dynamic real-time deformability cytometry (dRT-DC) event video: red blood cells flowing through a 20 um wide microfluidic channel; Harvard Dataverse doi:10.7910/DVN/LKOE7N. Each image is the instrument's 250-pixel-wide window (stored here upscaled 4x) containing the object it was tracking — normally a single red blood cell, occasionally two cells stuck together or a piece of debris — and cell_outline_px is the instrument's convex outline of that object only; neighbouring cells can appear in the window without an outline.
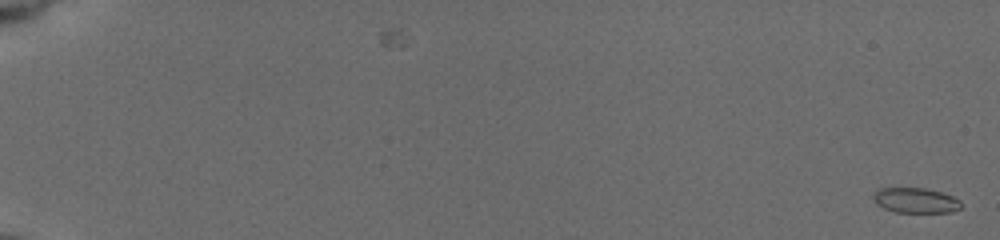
{"species": "common noctule bat (a hibernating species)", "species_latin": "Nyctalus noctula", "temperature_condition": "cold", "stored_images_in_passage": 58, "camera_frame_rate_fps": 3000, "um_per_image_px": 0.085, "animal": {"sex": "female", "body_mass_g": 19.5, "forearm_length_mm": 54.1}, "frame": {"image": 1, "passage_image": 1, "time_ms": 0.0, "image_size_px": [1000, 240], "cell_outline_px": [[960, 208], [952, 212], [896, 212], [884, 208], [876, 204], [872, 196], [880, 188], [924, 188], [940, 192], [952, 196], [960, 200]], "centroid_in_image_um": [77.82, 17.03], "position_along_channel_um": 7.2, "area_um2": 12.72}}
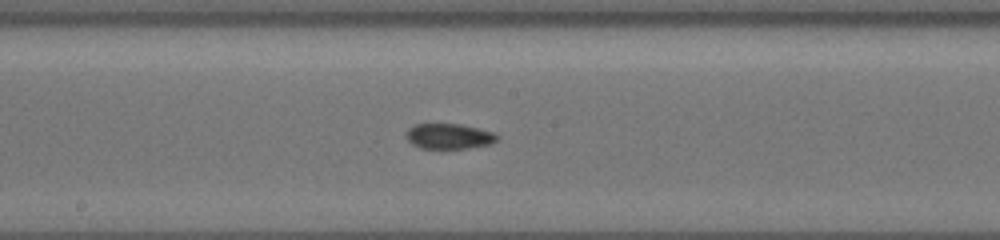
{"frame": {"image": 2, "passage_image": 34, "time_ms": 11.0, "image_size_px": [1000, 240], "cell_outline_px": [[500, 136], [492, 144], [468, 148], [420, 148], [412, 144], [404, 136], [404, 132], [412, 124], [460, 124], [496, 132]], "centroid_in_image_um": [38.15, 11.57], "position_along_channel_um": 210.0, "area_um2": 13.7}}
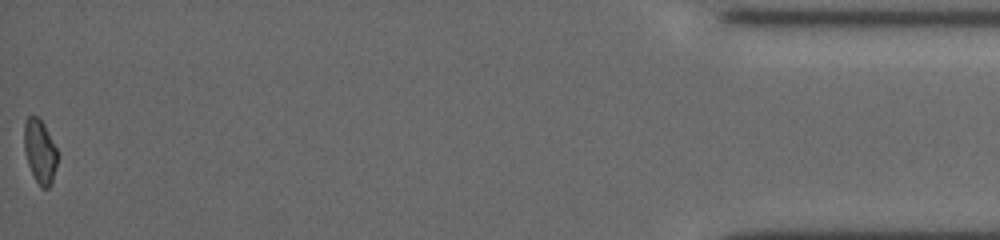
{"frame": {"image": 3, "passage_image": 58, "time_ms": 19.0, "image_size_px": [1000, 240], "cell_outline_px": [[56, 164], [52, 184], [48, 188], [40, 188], [28, 164], [24, 152], [24, 120], [28, 116], [36, 116], [44, 124], [56, 148]], "centroid_in_image_um": [3.37, 12.87], "position_along_channel_um": 431.8, "area_um2": 12.25}, "authors_computed_cell_mechanics": {"area_um2": 13.1206, "velocity_mm_per_s": 3.7513, "shape_relaxation_time_tau1_ms": 6.7186, "shape_relaxation_time_tau2_ms": 2.3536, "deformation_change_tau1": 0.1543, "deformation_change_tau2": 0.06}}